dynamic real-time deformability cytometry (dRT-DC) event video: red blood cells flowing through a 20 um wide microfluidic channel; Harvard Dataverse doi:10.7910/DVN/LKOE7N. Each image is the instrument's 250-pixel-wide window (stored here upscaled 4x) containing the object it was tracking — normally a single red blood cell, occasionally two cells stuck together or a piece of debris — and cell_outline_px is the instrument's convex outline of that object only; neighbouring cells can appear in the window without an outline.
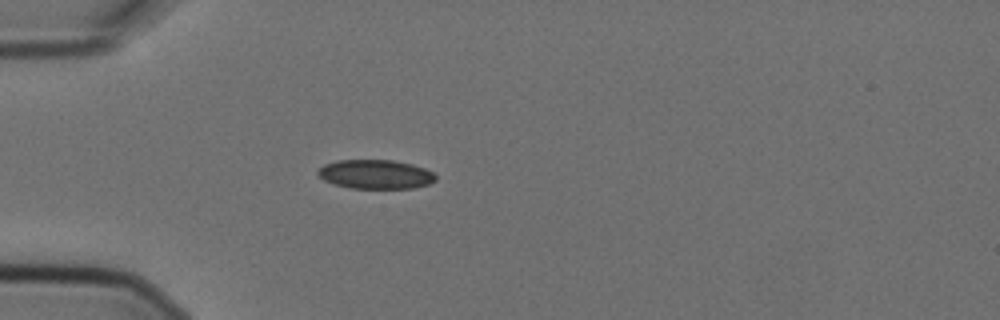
{"species": "Egyptian fruit bat (a non-hibernating species)", "species_latin": "Rousettus aegyptiacus", "temperature_condition": "cold", "stored_images_in_passage": 3, "camera_frame_rate_fps": 3000, "um_per_image_px": 0.085, "animal": {"sex": "female"}, "frame": {"image": 1, "passage_image": 3, "time_ms": 0.667, "image_size_px": [1000, 320], "cell_outline_px": [[436, 180], [428, 184], [412, 188], [352, 188], [332, 184], [324, 180], [316, 172], [324, 164], [336, 160], [392, 160], [412, 164], [424, 168], [432, 172], [436, 176]], "centroid_in_image_um": [31.9, 14.81], "position_along_channel_um": 53.1, "area_um2": 19.94}}